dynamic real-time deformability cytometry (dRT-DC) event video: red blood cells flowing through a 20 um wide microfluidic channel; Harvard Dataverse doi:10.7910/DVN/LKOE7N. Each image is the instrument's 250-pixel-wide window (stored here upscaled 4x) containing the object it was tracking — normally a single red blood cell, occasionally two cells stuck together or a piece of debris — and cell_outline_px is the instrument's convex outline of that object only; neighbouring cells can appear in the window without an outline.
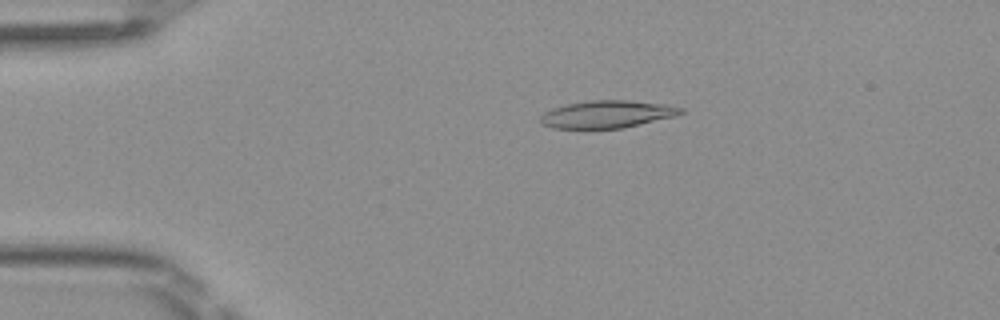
{"species": "Egyptian fruit bat (a non-hibernating species)", "species_latin": "Rousettus aegyptiacus", "temperature_condition": "room temperature", "stored_images_in_passage": 49, "camera_frame_rate_fps": 3000, "um_per_image_px": 0.085, "frame": {"image": 1, "passage_image": 10, "time_ms": 3.0, "image_size_px": [1000, 320], "cell_outline_px": [[684, 112], [676, 116], [624, 128], [552, 128], [540, 124], [540, 116], [544, 112], [552, 108], [568, 104], [588, 100], [628, 100], [664, 104], [684, 108]], "centroid_in_image_um": [51.6, 9.71], "position_along_channel_um": 33.4, "area_um2": 22.54}}
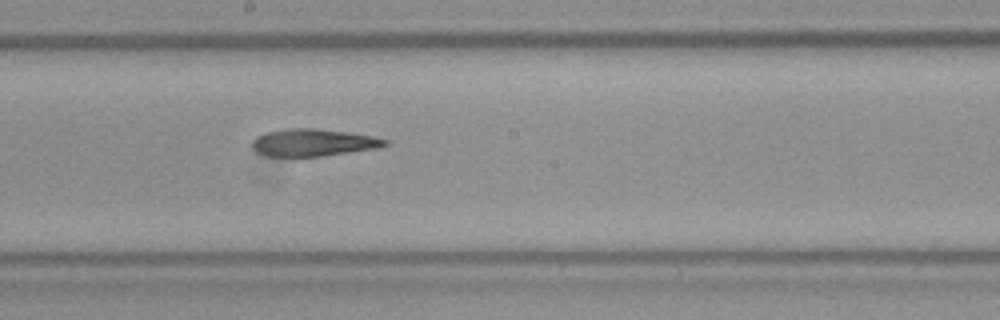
{"frame": {"image": 2, "passage_image": 27, "time_ms": 8.667, "image_size_px": [1000, 320], "cell_outline_px": [[388, 144], [376, 148], [320, 156], [264, 156], [256, 152], [252, 148], [252, 140], [256, 136], [268, 132], [284, 128], [316, 128], [348, 132], [372, 136], [388, 140]], "centroid_in_image_um": [26.57, 12.11], "position_along_channel_um": 221.6, "area_um2": 21.04}}
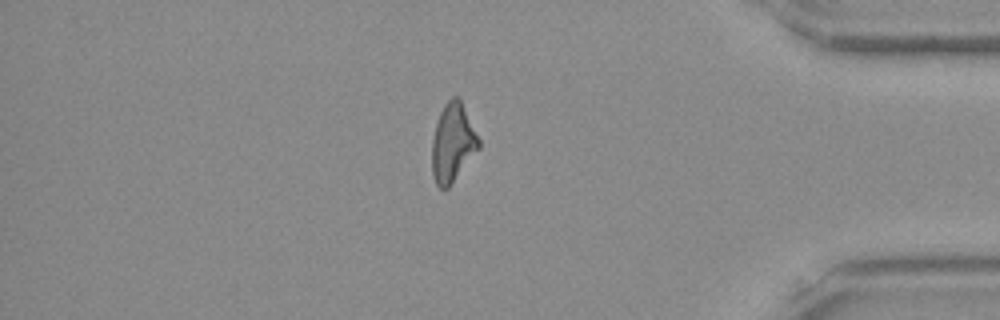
{"frame": {"image": 3, "passage_image": 42, "time_ms": 13.667, "image_size_px": [1000, 320], "cell_outline_px": [[480, 148], [448, 188], [440, 188], [436, 184], [432, 176], [432, 140], [436, 124], [440, 112], [444, 104], [452, 96], [456, 96], [460, 100], [480, 140]], "centroid_in_image_um": [38.47, 12.16], "position_along_channel_um": 396.7, "area_um2": 21.21}, "authors_computed_cell_mechanics": {"area_um2": 21.7328, "velocity_mm_per_s": 4.1196, "shape_relaxation_time_tau1_ms": null, "shape_relaxation_time_tau2_ms": 3.6469, "deformation_change_tau1": null, "deformation_change_tau2": 0.1575}}